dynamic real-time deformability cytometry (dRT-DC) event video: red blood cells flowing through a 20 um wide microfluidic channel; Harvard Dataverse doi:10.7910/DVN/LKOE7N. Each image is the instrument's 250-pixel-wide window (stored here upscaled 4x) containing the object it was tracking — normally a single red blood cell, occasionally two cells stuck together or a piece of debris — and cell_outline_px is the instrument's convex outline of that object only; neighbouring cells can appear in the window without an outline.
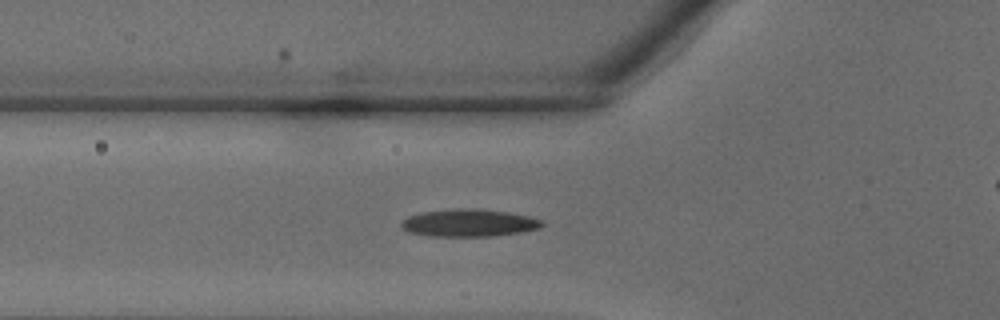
{"species": "common noctule bat (a hibernating species)", "species_latin": "Nyctalus noctula", "temperature_condition": "warm", "stored_images_in_passage": 29, "camera_frame_rate_fps": 3000, "um_per_image_px": 0.085, "animal": {"sex": "male", "body_mass_g": 18.8}, "frame": {"image": 1, "passage_image": 9, "time_ms": 2.667, "image_size_px": [1000, 320], "cell_outline_px": [[544, 224], [540, 228], [520, 232], [496, 236], [428, 236], [408, 232], [400, 224], [400, 220], [408, 216], [420, 212], [452, 208], [480, 208], [508, 212], [528, 216], [540, 220]], "centroid_in_image_um": [39.81, 18.93], "position_along_channel_um": 86.0, "area_um2": 22.77}}
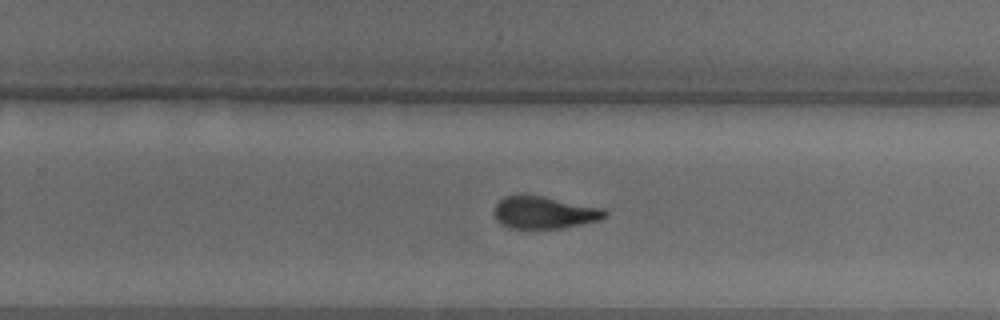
{"frame": {"image": 2, "passage_image": 20, "time_ms": 6.333, "image_size_px": [1000, 320], "cell_outline_px": [[608, 216], [600, 220], [560, 228], [508, 228], [500, 224], [492, 212], [496, 204], [504, 196], [540, 196], [604, 208], [608, 212]], "centroid_in_image_um": [46.26, 18.08], "position_along_channel_um": 283.5, "area_um2": 20.63}}
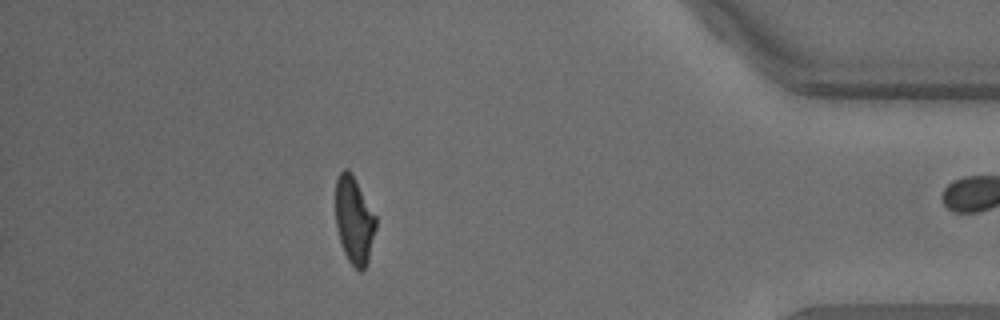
{"frame": {"image": 3, "passage_image": 29, "time_ms": 9.333, "image_size_px": [1000, 320], "cell_outline_px": [[376, 228], [368, 264], [360, 272], [348, 260], [344, 252], [340, 240], [336, 224], [336, 180], [340, 172], [344, 168], [348, 168], [352, 172], [376, 216]], "centroid_in_image_um": [30.11, 18.7], "position_along_channel_um": 405.1, "area_um2": 20.58}}